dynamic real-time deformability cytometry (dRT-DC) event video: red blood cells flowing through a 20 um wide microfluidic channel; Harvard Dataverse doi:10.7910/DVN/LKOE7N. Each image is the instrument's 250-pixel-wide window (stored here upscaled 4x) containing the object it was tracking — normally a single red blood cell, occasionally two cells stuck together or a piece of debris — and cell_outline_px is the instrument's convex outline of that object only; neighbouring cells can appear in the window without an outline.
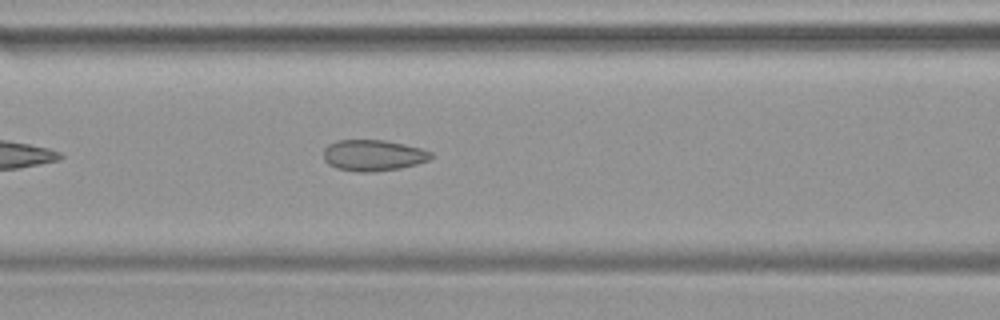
{"species": "common noctule bat (a hibernating species)", "species_latin": "Nyctalus noctula", "temperature_condition": "warm", "stored_images_in_passage": 31, "camera_frame_rate_fps": 3000, "um_per_image_px": 0.085, "animal": {"sex": "female", "body_mass_g": 19.9}, "frame": {"image": 1, "passage_image": 8, "time_ms": 2.333, "image_size_px": [1000, 320], "cell_outline_px": [[432, 156], [428, 160], [416, 164], [400, 168], [372, 172], [356, 172], [336, 168], [328, 164], [324, 160], [324, 148], [328, 144], [336, 140], [384, 140], [404, 144], [420, 148], [432, 152]], "centroid_in_image_um": [31.69, 13.2], "position_along_channel_um": 134.9, "area_um2": 19.54}}
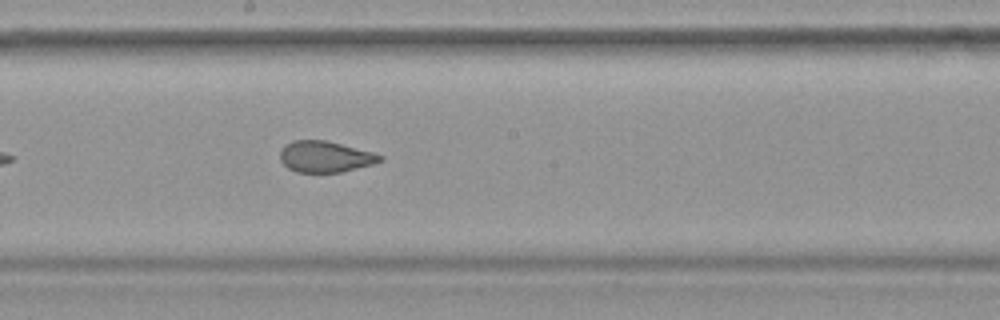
{"frame": {"image": 2, "passage_image": 14, "time_ms": 4.333, "image_size_px": [1000, 320], "cell_outline_px": [[384, 160], [372, 164], [340, 172], [296, 172], [288, 168], [280, 160], [280, 152], [284, 144], [292, 140], [324, 140], [372, 152], [384, 156]], "centroid_in_image_um": [27.61, 13.31], "position_along_channel_um": 220.6, "area_um2": 18.03}}
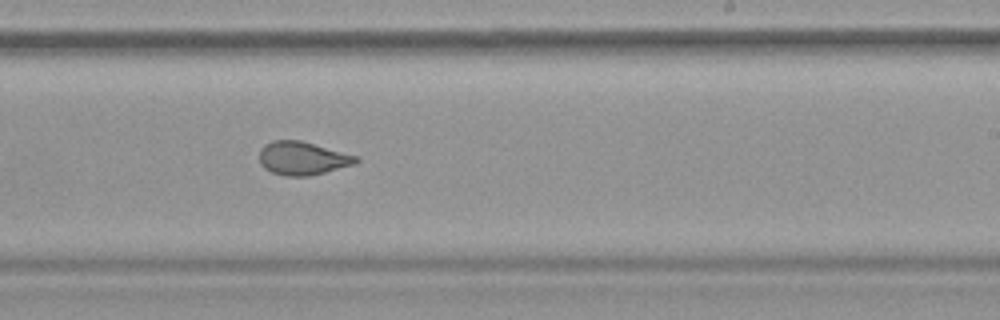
{"frame": {"image": 3, "passage_image": 17, "time_ms": 5.333, "image_size_px": [1000, 320], "cell_outline_px": [[360, 160], [356, 164], [308, 176], [284, 176], [272, 172], [264, 168], [260, 164], [260, 148], [264, 144], [272, 140], [300, 140], [360, 156]], "centroid_in_image_um": [25.73, 13.44], "position_along_channel_um": 263.3, "area_um2": 18.96}}